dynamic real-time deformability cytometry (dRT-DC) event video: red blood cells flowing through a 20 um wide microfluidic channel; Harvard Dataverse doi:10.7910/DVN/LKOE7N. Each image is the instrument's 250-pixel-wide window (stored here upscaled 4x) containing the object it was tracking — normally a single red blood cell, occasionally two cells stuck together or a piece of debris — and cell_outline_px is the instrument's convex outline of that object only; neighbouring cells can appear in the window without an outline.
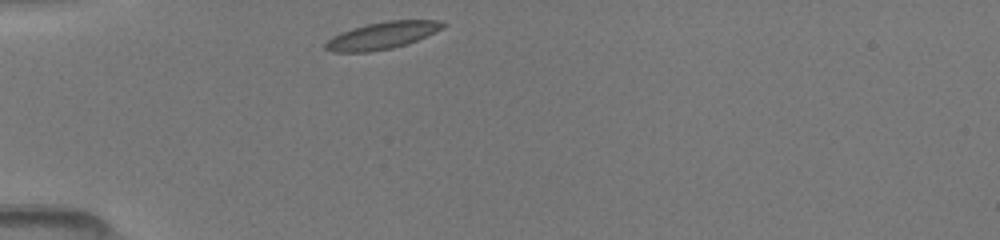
{"species": "common noctule bat (a hibernating species)", "species_latin": "Nyctalus noctula", "temperature_condition": "room temperature", "stored_images_in_passage": 21, "camera_frame_rate_fps": 3000, "um_per_image_px": 0.085, "animal": {"sex": "female", "body_mass_g": 19.5, "forearm_length_mm": 54.1}, "frame": {"image": 1, "passage_image": 1, "time_ms": 0.0, "image_size_px": [1000, 240], "cell_outline_px": [[448, 24], [408, 44], [392, 48], [368, 52], [332, 52], [324, 48], [324, 44], [332, 36], [340, 32], [352, 28], [368, 24], [388, 20], [436, 20]], "centroid_in_image_um": [32.41, 3.02], "position_along_channel_um": 52.6, "area_um2": 18.32}}
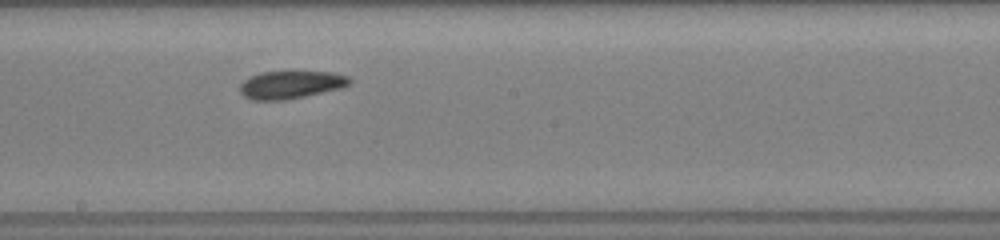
{"frame": {"image": 2, "passage_image": 9, "time_ms": 4.667, "image_size_px": [1000, 240], "cell_outline_px": [[352, 80], [348, 84], [340, 88], [304, 96], [284, 100], [252, 100], [244, 96], [240, 92], [240, 84], [248, 76], [260, 72], [332, 72], [348, 76]], "centroid_in_image_um": [24.67, 7.19], "position_along_channel_um": 223.5, "area_um2": 17.63}}
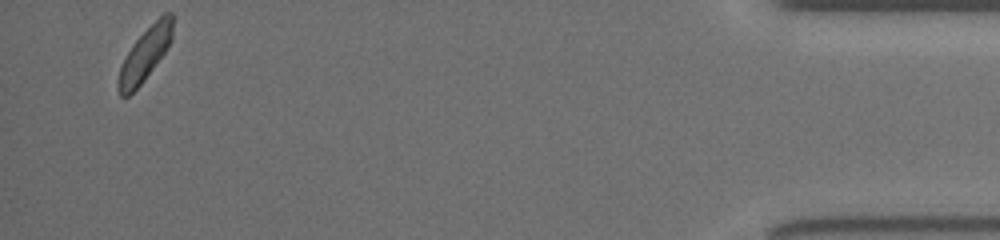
{"frame": {"image": 3, "passage_image": 21, "time_ms": 11.333, "image_size_px": [1000, 240], "cell_outline_px": [[176, 16], [172, 40], [164, 52], [140, 84], [128, 96], [120, 96], [116, 88], [120, 68], [132, 44], [164, 12], [172, 12]], "centroid_in_image_um": [12.37, 4.55], "position_along_channel_um": 422.8, "area_um2": 16.59}}